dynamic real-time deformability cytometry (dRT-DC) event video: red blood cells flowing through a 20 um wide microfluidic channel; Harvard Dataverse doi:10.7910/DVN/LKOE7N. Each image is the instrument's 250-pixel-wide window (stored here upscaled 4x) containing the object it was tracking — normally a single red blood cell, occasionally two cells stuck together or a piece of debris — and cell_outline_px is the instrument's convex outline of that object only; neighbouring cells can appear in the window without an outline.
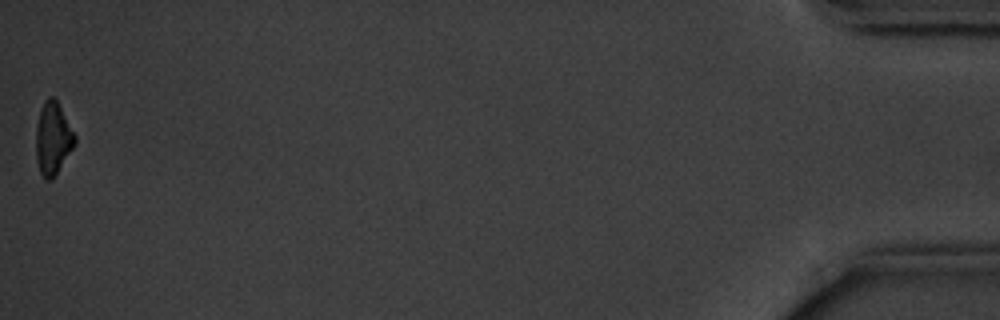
{"species": "common noctule bat (a hibernating species)", "species_latin": "Nyctalus noctula", "temperature_condition": "cold", "stored_images_in_passage": 14, "camera_frame_rate_fps": 3000, "um_per_image_px": 0.085, "animal": {"sex": "male", "body_mass_g": 20.1, "forearm_length_mm": 53.5}, "frame": {"image": 1, "passage_image": 14, "time_ms": 16.0, "image_size_px": [1000, 320], "cell_outline_px": [[76, 144], [52, 180], [44, 180], [40, 172], [36, 160], [36, 128], [40, 112], [44, 100], [48, 96], [52, 96], [56, 100], [76, 136]], "centroid_in_image_um": [4.49, 11.8], "position_along_channel_um": 430.7, "area_um2": 16.36}, "authors_computed_cell_mechanics": {"area_um2": 18.7561, "velocity_mm_per_s": 3.5536, "shape_relaxation_time_tau1_ms": 1.5433, "shape_relaxation_time_tau2_ms": null, "deformation_change_tau1": 0.061, "deformation_change_tau2": null}}